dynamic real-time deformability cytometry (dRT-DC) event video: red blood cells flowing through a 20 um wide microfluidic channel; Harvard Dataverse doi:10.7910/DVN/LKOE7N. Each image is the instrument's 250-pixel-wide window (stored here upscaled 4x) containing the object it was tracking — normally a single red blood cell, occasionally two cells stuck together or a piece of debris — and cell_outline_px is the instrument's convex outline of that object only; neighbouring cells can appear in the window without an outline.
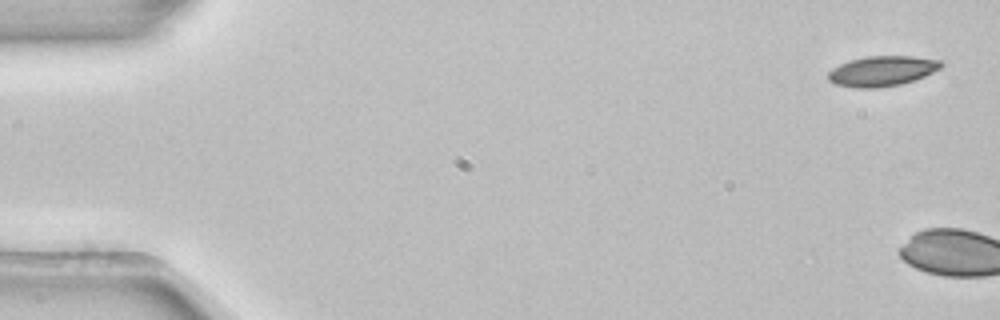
{"species": "common noctule bat (a hibernating species)", "species_latin": "Nyctalus noctula", "temperature_condition": "room temperature", "stored_images_in_passage": 4, "camera_frame_rate_fps": 3000, "um_per_image_px": 0.085, "animal": {"sex": "female", "body_mass_g": 22.7, "forearm_length_mm": 54.2}, "frame": {"image": 1, "passage_image": 1, "time_ms": 0.0, "image_size_px": [1000, 320], "cell_outline_px": [[944, 64], [940, 68], [924, 76], [900, 84], [880, 88], [852, 88], [836, 84], [828, 80], [828, 72], [832, 68], [840, 64], [852, 60], [868, 56], [912, 56], [940, 60]], "centroid_in_image_um": [74.96, 6.04], "position_along_channel_um": 10.0, "area_um2": 19.77}}